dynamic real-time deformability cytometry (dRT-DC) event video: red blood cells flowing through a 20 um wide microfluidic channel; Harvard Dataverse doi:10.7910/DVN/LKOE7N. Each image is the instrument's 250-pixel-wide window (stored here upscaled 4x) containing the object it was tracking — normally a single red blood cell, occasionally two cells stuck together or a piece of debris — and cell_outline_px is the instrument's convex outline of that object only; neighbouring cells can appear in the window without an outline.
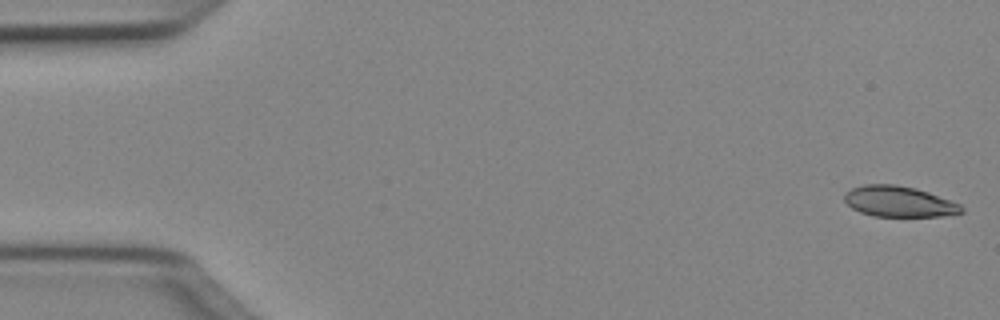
{"species": "Egyptian fruit bat (a non-hibernating species)", "species_latin": "Rousettus aegyptiacus", "temperature_condition": "cold", "stored_images_in_passage": 14, "camera_frame_rate_fps": 3000, "um_per_image_px": 0.085, "animal": {"sex": "female"}, "frame": {"image": 1, "passage_image": 1, "time_ms": 0.0, "image_size_px": [1000, 320], "cell_outline_px": [[964, 212], [944, 216], [872, 216], [860, 212], [852, 208], [844, 200], [844, 192], [852, 188], [864, 184], [896, 184], [916, 188], [928, 192], [960, 204], [964, 208]], "centroid_in_image_um": [76.4, 17.12], "position_along_channel_um": 8.6, "area_um2": 21.04}}